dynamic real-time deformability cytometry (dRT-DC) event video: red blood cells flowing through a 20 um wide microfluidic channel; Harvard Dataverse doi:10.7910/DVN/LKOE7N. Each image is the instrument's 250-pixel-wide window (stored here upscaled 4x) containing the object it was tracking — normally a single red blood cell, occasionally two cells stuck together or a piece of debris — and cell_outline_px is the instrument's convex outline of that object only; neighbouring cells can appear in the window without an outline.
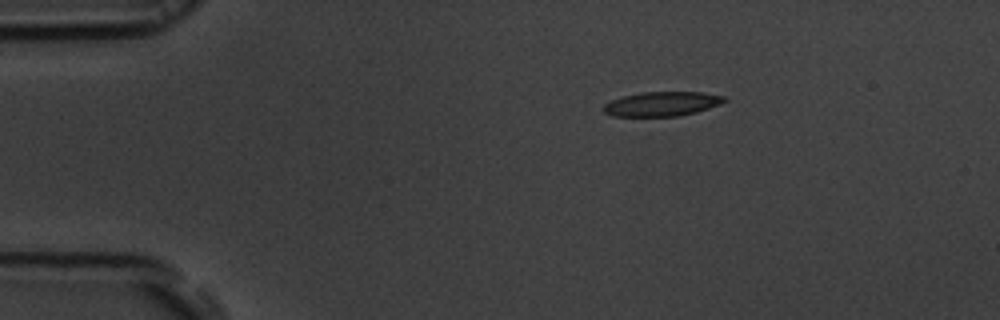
{"species": "common noctule bat (a hibernating species)", "species_latin": "Nyctalus noctula", "temperature_condition": "room temperature", "stored_images_in_passage": 45, "camera_frame_rate_fps": 3000, "um_per_image_px": 0.085, "animal": {"sex": "male", "body_mass_g": 19.5, "forearm_length_mm": 54.6}, "frame": {"image": 1, "passage_image": 1, "time_ms": 0.0, "image_size_px": [1000, 320], "cell_outline_px": [[728, 100], [720, 104], [696, 112], [680, 116], [612, 116], [604, 112], [604, 104], [612, 100], [624, 96], [640, 92], [704, 92], [724, 96]], "centroid_in_image_um": [56.29, 8.83], "position_along_channel_um": 28.7, "area_um2": 17.17}}
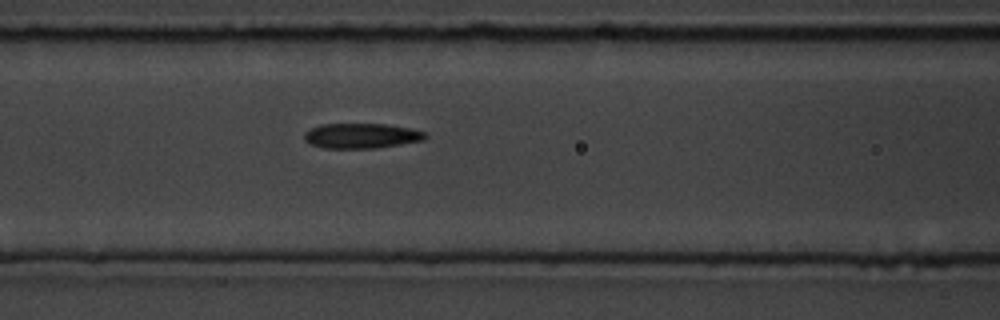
{"frame": {"image": 2, "passage_image": 14, "time_ms": 4.333, "image_size_px": [1000, 320], "cell_outline_px": [[428, 136], [424, 140], [376, 148], [324, 148], [308, 144], [304, 140], [304, 132], [320, 124], [388, 124], [412, 128], [424, 132]], "centroid_in_image_um": [30.71, 11.54], "position_along_channel_um": 135.9, "area_um2": 17.8}}
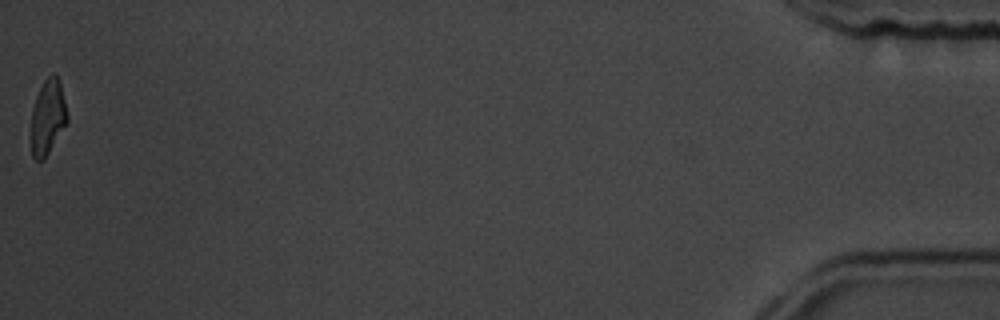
{"frame": {"image": 3, "passage_image": 45, "time_ms": 14.667, "image_size_px": [1000, 320], "cell_outline_px": [[68, 120], [44, 160], [36, 160], [32, 156], [28, 136], [32, 108], [36, 96], [44, 80], [52, 72], [56, 72], [60, 80], [68, 116]], "centroid_in_image_um": [4.01, 9.96], "position_along_channel_um": 431.2, "area_um2": 16.42}, "authors_computed_cell_mechanics": {"area_um2": 17.8602, "velocity_mm_per_s": 3.8275, "shape_relaxation_time_tau1_ms": 5.7735, "shape_relaxation_time_tau2_ms": 4.9581, "deformation_change_tau1": 0.163, "deformation_change_tau2": 0.1255}}